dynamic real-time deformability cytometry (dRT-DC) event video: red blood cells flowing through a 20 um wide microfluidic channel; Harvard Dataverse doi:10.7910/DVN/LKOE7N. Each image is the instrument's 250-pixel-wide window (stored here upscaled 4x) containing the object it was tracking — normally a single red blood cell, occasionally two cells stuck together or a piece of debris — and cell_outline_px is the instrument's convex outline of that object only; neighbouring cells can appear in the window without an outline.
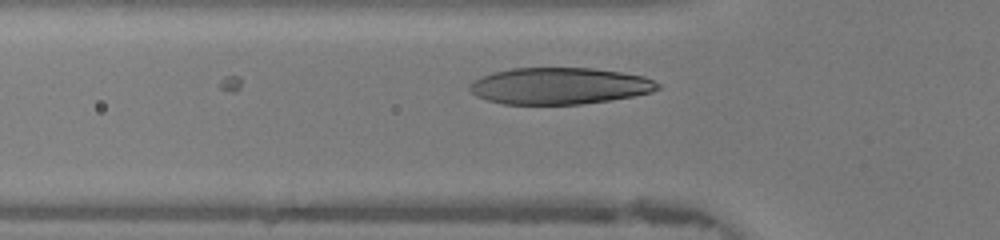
{"species": "human", "species_latin": "Homo sapiens", "temperature_condition": "warm", "stored_images_in_passage": 29, "camera_frame_rate_fps": 3000, "um_per_image_px": 0.085, "donor": {"sex": "female"}, "frame": {"image": 1, "passage_image": 7, "time_ms": 2.0, "image_size_px": [1000, 240], "cell_outline_px": [[660, 88], [652, 92], [632, 96], [608, 100], [580, 104], [504, 104], [488, 100], [476, 96], [468, 88], [468, 84], [492, 72], [512, 68], [592, 68], [620, 72], [644, 76], [660, 84]], "centroid_in_image_um": [47.55, 7.3], "position_along_channel_um": 78.3, "area_um2": 39.94}}
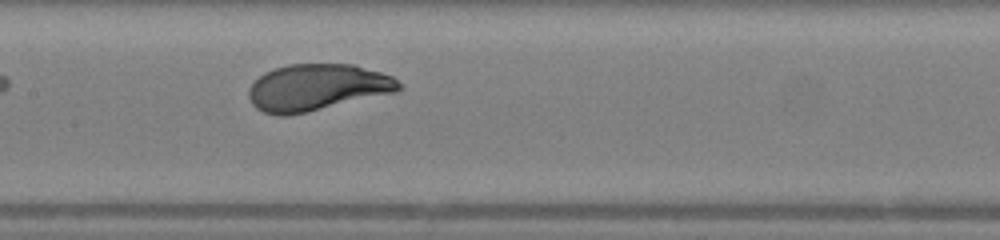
{"frame": {"image": 2, "passage_image": 14, "time_ms": 4.333, "image_size_px": [1000, 240], "cell_outline_px": [[400, 88], [396, 92], [308, 112], [284, 116], [280, 116], [264, 112], [256, 108], [252, 104], [248, 96], [248, 88], [264, 72], [288, 64], [352, 64], [380, 72], [392, 76], [400, 84]], "centroid_in_image_um": [26.92, 7.43], "position_along_channel_um": 180.5, "area_um2": 40.63}}
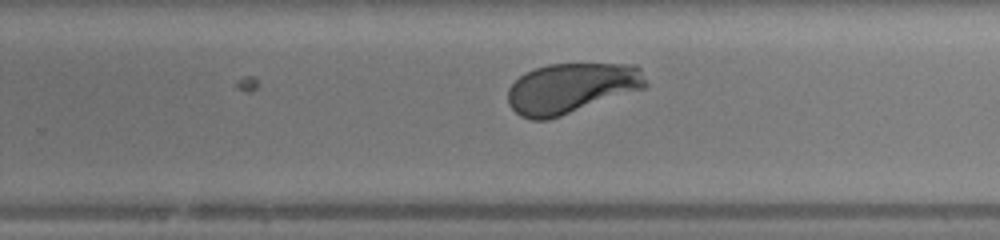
{"frame": {"image": 3, "passage_image": 21, "time_ms": 6.667, "image_size_px": [1000, 240], "cell_outline_px": [[648, 84], [644, 88], [548, 120], [532, 120], [520, 116], [508, 104], [508, 88], [524, 72], [548, 64], [636, 64], [640, 68]], "centroid_in_image_um": [48.54, 7.49], "position_along_channel_um": 281.3, "area_um2": 40.23}, "authors_computed_cell_mechanics": {"area_um2": 40.6334, "velocity_mm_per_s": 4.3347, "shape_relaxation_time_tau1_ms": 1.6416, "shape_relaxation_time_tau2_ms": null, "deformation_change_tau1": 0.1572, "deformation_change_tau2": null}}